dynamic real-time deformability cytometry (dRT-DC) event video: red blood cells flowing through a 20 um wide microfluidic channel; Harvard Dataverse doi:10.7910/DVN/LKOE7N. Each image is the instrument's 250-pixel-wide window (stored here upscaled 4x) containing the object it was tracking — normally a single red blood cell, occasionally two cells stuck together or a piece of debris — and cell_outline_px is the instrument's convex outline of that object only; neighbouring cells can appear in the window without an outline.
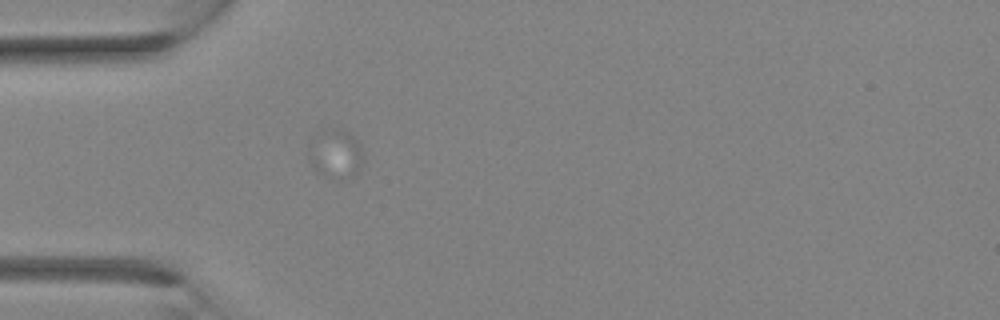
{"species": "Egyptian fruit bat (a non-hibernating species)", "species_latin": "Rousettus aegyptiacus", "temperature_condition": "room temperature", "stored_images_in_passage": 1, "camera_frame_rate_fps": 3000, "um_per_image_px": 0.085, "animal": {"sex": "female"}, "frame": {"image": 1, "passage_image": 1, "time_ms": 0.0, "image_size_px": [1000, 320], "cell_outline_px": [[364, 160], [360, 168], [352, 176], [344, 180], [336, 180], [324, 176], [316, 172], [308, 156], [308, 140], [312, 136], [324, 128], [348, 132], [360, 140], [364, 156]], "centroid_in_image_um": [28.52, 13.08], "position_along_channel_um": 56.5, "area_um2": 16.3}}